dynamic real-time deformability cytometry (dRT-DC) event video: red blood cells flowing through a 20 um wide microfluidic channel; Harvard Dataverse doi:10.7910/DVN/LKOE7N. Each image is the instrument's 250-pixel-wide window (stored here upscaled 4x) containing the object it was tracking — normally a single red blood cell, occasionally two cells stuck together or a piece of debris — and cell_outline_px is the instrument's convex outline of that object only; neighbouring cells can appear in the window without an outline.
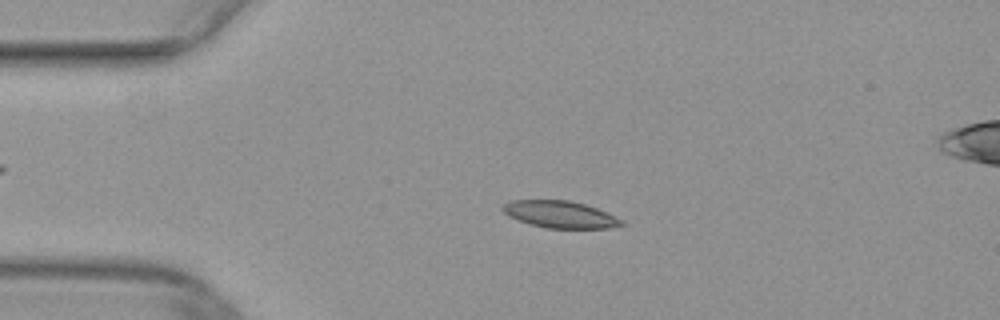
{"species": "common noctule bat (a hibernating species)", "species_latin": "Nyctalus noctula", "temperature_condition": "warm", "stored_images_in_passage": 50, "camera_frame_rate_fps": 3000, "um_per_image_px": 0.085, "animal": {"sex": "female", "body_mass_g": 29.2, "forearm_length_mm": 56.3}, "frame": {"image": 1, "passage_image": 11, "time_ms": 3.333, "image_size_px": [1000, 320], "cell_outline_px": [[624, 224], [608, 228], [544, 228], [528, 224], [508, 216], [500, 208], [504, 204], [512, 200], [568, 200], [584, 204], [596, 208], [624, 220]], "centroid_in_image_um": [47.57, 18.23], "position_along_channel_um": 37.4, "area_um2": 18.67}}
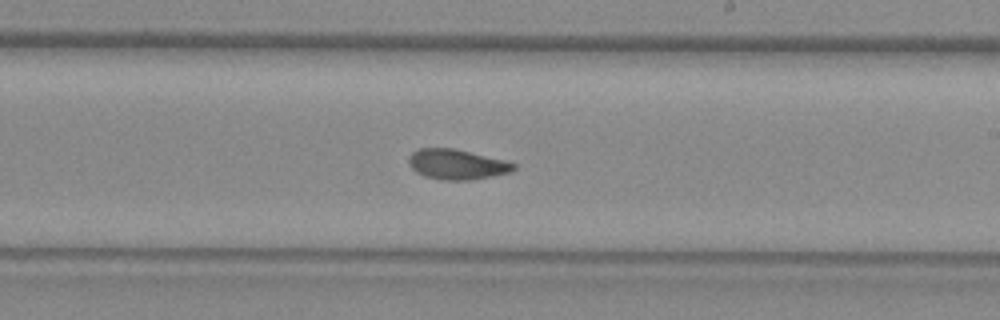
{"frame": {"image": 2, "passage_image": 29, "time_ms": 9.333, "image_size_px": [1000, 320], "cell_outline_px": [[516, 168], [512, 172], [472, 180], [440, 180], [424, 176], [416, 172], [408, 164], [408, 160], [412, 152], [420, 148], [452, 148], [504, 160], [516, 164]], "centroid_in_image_um": [38.82, 13.98], "position_along_channel_um": 250.2, "area_um2": 18.44}}
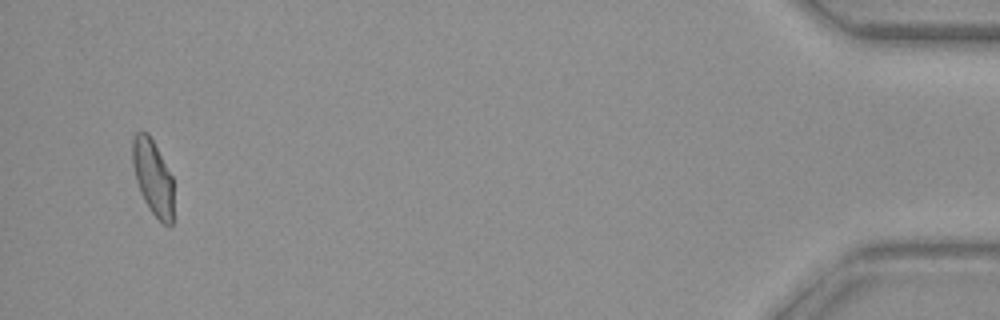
{"frame": {"image": 3, "passage_image": 48, "time_ms": 15.667, "image_size_px": [1000, 320], "cell_outline_px": [[172, 224], [164, 224], [148, 208], [140, 192], [136, 180], [132, 164], [132, 136], [136, 132], [148, 132], [172, 176]], "centroid_in_image_um": [12.96, 15.03], "position_along_channel_um": 422.2, "area_um2": 17.8}}